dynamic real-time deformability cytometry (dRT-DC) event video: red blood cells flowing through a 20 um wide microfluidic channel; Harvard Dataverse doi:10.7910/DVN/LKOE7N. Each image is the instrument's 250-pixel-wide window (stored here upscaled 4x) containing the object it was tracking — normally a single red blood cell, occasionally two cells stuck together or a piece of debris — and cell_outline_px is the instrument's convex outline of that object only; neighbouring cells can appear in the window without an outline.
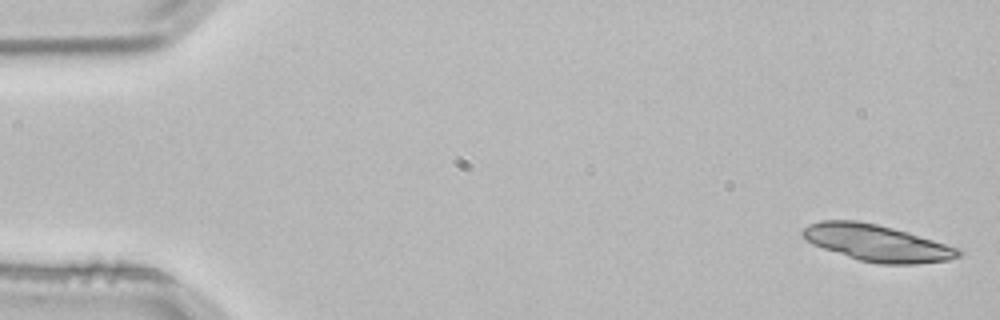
{"species": "common noctule bat (a hibernating species)", "species_latin": "Nyctalus noctula", "temperature_condition": "room temperature", "stored_images_in_passage": 4, "camera_frame_rate_fps": 3000, "um_per_image_px": 0.085, "animal": {"sex": "male", "body_mass_g": 21.5, "forearm_length_mm": 52.0}, "frame": {"image": 1, "passage_image": 1, "time_ms": 0.0, "image_size_px": [1000, 320], "cell_outline_px": [[964, 252], [960, 256], [948, 260], [916, 264], [880, 264], [860, 260], [812, 244], [804, 240], [800, 232], [808, 224], [820, 220], [856, 220], [876, 224], [908, 232], [960, 248]], "centroid_in_image_um": [74.54, 20.64], "position_along_channel_um": 10.5, "area_um2": 33.18}}